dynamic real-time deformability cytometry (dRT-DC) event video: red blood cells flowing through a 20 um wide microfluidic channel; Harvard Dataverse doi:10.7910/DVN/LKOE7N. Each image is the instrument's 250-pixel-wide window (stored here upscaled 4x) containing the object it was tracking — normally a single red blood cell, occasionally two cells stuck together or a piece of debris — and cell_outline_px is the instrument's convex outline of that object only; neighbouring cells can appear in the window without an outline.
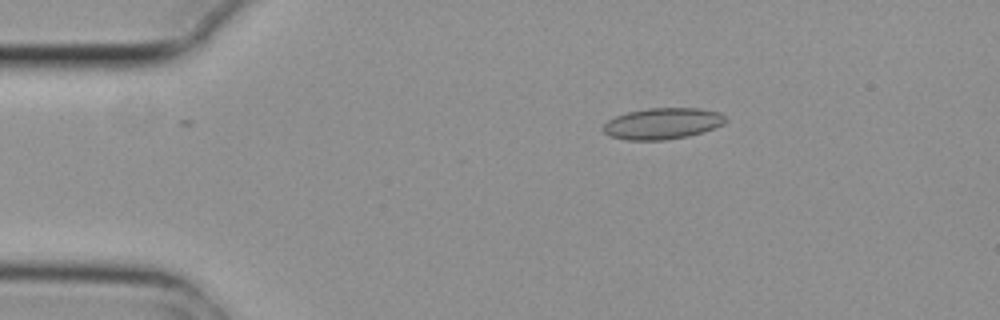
{"species": "common noctule bat (a hibernating species)", "species_latin": "Nyctalus noctula", "temperature_condition": "cold", "stored_images_in_passage": 2, "camera_frame_rate_fps": 3000, "um_per_image_px": 0.085, "animal": {"sex": "female", "body_mass_g": 29.2, "forearm_length_mm": 56.3}, "frame": {"image": 1, "passage_image": 1, "time_ms": 0.0, "image_size_px": [1000, 320], "cell_outline_px": [[728, 120], [724, 124], [704, 132], [688, 136], [664, 140], [624, 140], [608, 136], [600, 128], [608, 120], [616, 116], [628, 112], [648, 108], [700, 108], [720, 112]], "centroid_in_image_um": [56.31, 10.51], "position_along_channel_um": 28.7, "area_um2": 22.54}}